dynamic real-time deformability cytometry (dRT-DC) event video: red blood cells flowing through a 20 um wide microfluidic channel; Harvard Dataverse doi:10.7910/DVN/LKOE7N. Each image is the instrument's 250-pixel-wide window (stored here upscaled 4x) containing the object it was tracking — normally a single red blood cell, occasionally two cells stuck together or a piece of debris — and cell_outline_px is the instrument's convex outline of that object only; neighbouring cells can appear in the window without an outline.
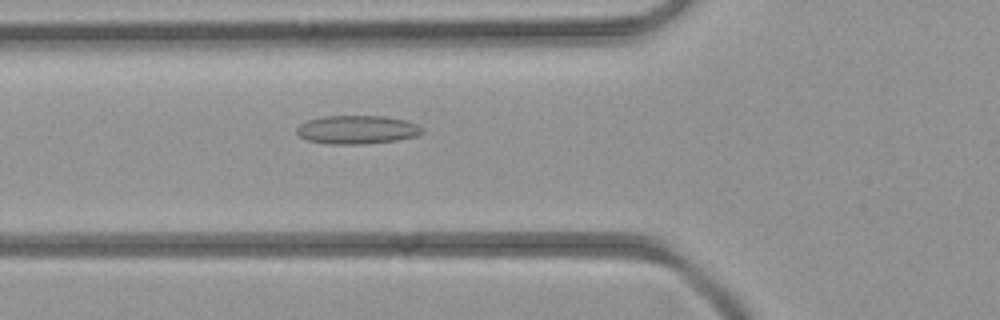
{"species": "common noctule bat (a hibernating species)", "species_latin": "Nyctalus noctula", "temperature_condition": "room temperature", "stored_images_in_passage": 31, "camera_frame_rate_fps": 3000, "um_per_image_px": 0.085, "animal": {"sex": "female", "body_mass_g": 21.9}, "frame": {"image": 1, "passage_image": 3, "time_ms": 0.667, "image_size_px": [1000, 320], "cell_outline_px": [[424, 132], [416, 136], [396, 140], [364, 144], [328, 144], [308, 140], [300, 136], [296, 132], [296, 128], [300, 124], [308, 120], [324, 116], [384, 116], [404, 120], [416, 124], [424, 128]], "centroid_in_image_um": [30.35, 11.02], "position_along_channel_um": 95.4, "area_um2": 20.81}}
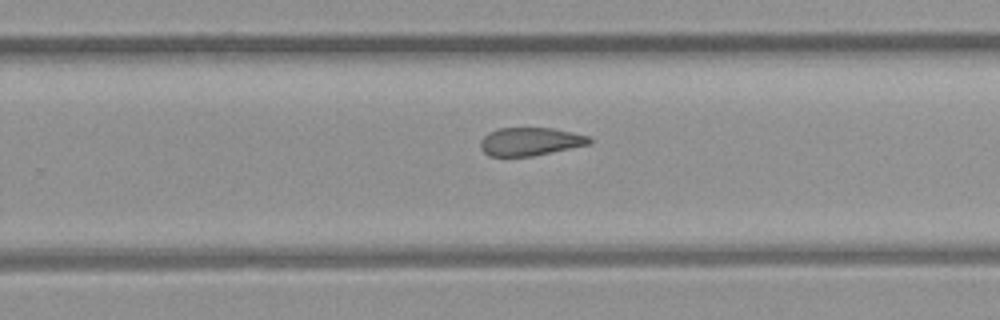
{"frame": {"image": 2, "passage_image": 15, "time_ms": 4.667, "image_size_px": [1000, 320], "cell_outline_px": [[592, 140], [588, 144], [532, 156], [488, 156], [480, 148], [480, 140], [488, 132], [496, 128], [552, 128], [572, 132], [588, 136]], "centroid_in_image_um": [45.0, 12.02], "position_along_channel_um": 284.8, "area_um2": 17.74}}
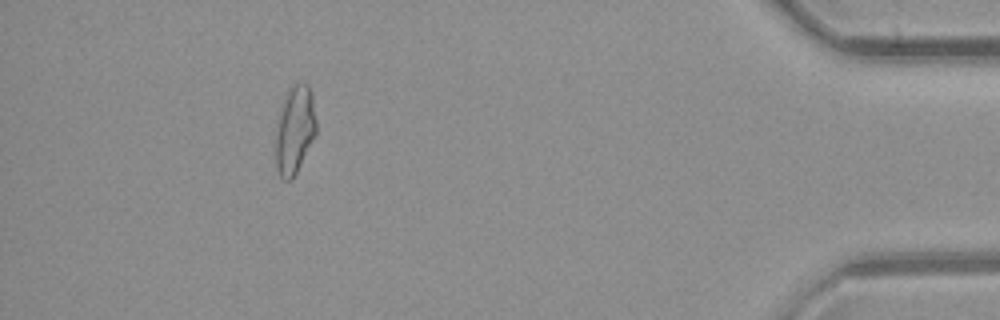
{"frame": {"image": 3, "passage_image": 27, "time_ms": 8.667, "image_size_px": [1000, 320], "cell_outline_px": [[316, 136], [292, 180], [284, 180], [280, 176], [276, 168], [276, 128], [284, 100], [288, 88], [292, 84], [308, 84], [312, 92], [316, 120]], "centroid_in_image_um": [25.07, 11.05], "position_along_channel_um": 410.1, "area_um2": 20.81}}